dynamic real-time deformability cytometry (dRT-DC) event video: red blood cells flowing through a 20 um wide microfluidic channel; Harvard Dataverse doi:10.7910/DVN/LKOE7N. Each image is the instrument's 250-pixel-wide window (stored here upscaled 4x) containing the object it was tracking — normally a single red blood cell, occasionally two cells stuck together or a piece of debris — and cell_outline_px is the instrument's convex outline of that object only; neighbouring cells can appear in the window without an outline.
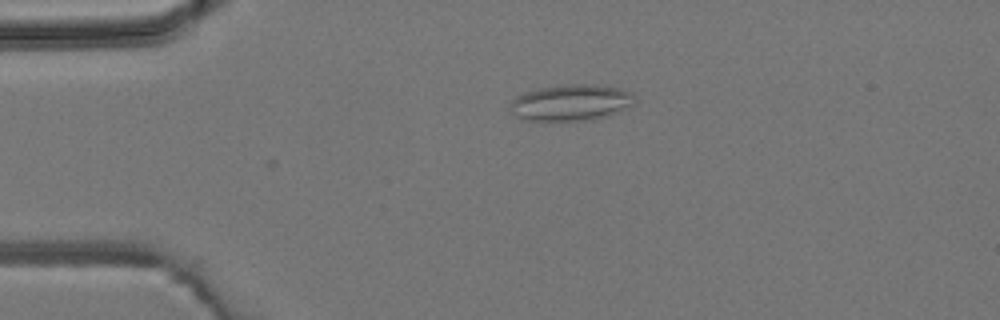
{"species": "common noctule bat (a hibernating species)", "species_latin": "Nyctalus noctula", "temperature_condition": "room temperature", "stored_images_in_passage": 3, "camera_frame_rate_fps": 3000, "um_per_image_px": 0.085, "animal": {"sex": "male", "body_mass_g": 19.2, "forearm_length_mm": 51.8}, "frame": {"image": 1, "passage_image": 3, "time_ms": 3.333, "image_size_px": [1000, 320], "cell_outline_px": [[636, 100], [632, 104], [608, 116], [592, 120], [528, 120], [516, 116], [508, 108], [508, 104], [516, 96], [524, 92], [540, 88], [568, 84], [596, 84], [616, 88], [632, 92], [636, 96]], "centroid_in_image_um": [48.52, 8.71], "position_along_channel_um": 36.5, "area_um2": 26.3}}